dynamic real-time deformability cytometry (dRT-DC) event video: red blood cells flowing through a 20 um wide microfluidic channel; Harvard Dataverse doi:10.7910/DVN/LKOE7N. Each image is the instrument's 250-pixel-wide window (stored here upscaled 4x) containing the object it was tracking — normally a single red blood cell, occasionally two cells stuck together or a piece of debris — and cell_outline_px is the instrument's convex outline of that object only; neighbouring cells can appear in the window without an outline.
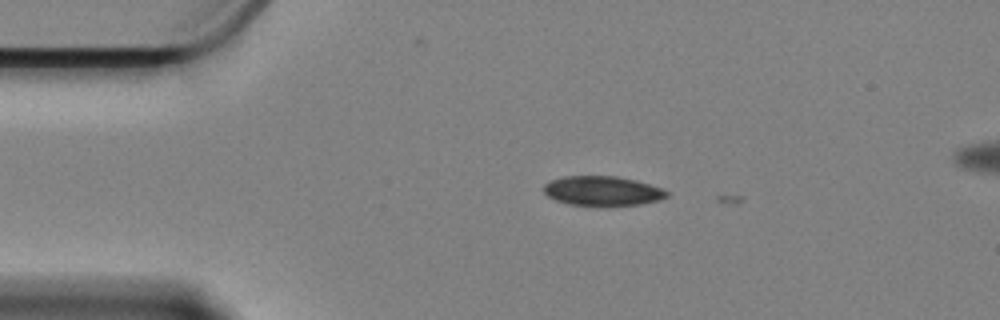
{"species": "Egyptian fruit bat (a non-hibernating species)", "species_latin": "Rousettus aegyptiacus", "temperature_condition": "cold", "stored_images_in_passage": 4, "camera_frame_rate_fps": 3000, "um_per_image_px": 0.085, "animal": {"sex": "female"}, "frame": {"image": 1, "passage_image": 2, "time_ms": 0.333, "image_size_px": [1000, 320], "cell_outline_px": [[668, 196], [656, 200], [640, 204], [608, 208], [604, 208], [568, 204], [556, 200], [548, 196], [544, 192], [544, 184], [552, 180], [564, 176], [616, 176], [636, 180], [660, 188], [668, 192]], "centroid_in_image_um": [51.18, 16.26], "position_along_channel_um": 33.8, "area_um2": 21.62}}